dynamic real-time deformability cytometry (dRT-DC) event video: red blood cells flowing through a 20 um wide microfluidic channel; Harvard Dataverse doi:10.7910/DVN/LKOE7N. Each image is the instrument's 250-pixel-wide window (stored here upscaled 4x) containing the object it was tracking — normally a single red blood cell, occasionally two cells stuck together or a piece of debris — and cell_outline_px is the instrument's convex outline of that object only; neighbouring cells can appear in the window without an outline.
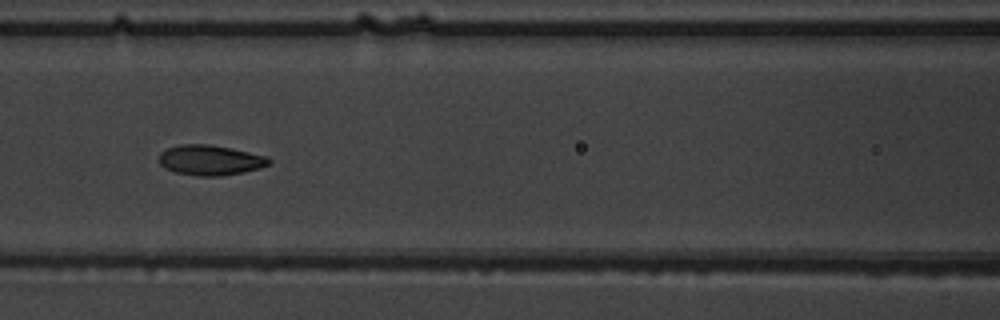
{"species": "common noctule bat (a hibernating species)", "species_latin": "Nyctalus noctula", "temperature_condition": "warm", "stored_images_in_passage": 8, "camera_frame_rate_fps": 3000, "um_per_image_px": 0.085, "animal": {"sex": "male", "body_mass_g": 19.5, "forearm_length_mm": 54.6}, "frame": {"image": 1, "passage_image": 7, "time_ms": 7.0, "image_size_px": [1000, 320], "cell_outline_px": [[272, 164], [260, 168], [244, 172], [220, 176], [196, 176], [176, 172], [164, 168], [160, 164], [160, 152], [168, 148], [180, 144], [208, 144], [268, 156], [272, 160]], "centroid_in_image_um": [17.89, 13.62], "position_along_channel_um": 148.7, "area_um2": 19.36}}
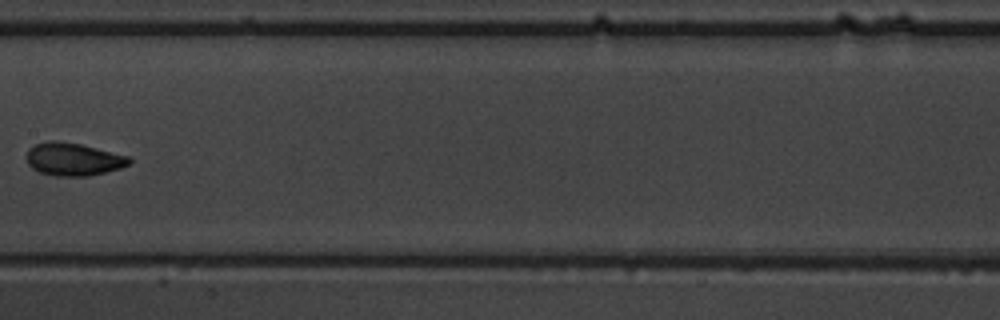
{"frame": {"image": 2, "passage_image": 8, "time_ms": 8.333, "image_size_px": [1000, 320], "cell_outline_px": [[132, 160], [128, 164], [120, 168], [88, 176], [56, 176], [40, 172], [32, 168], [28, 164], [28, 148], [36, 144], [48, 140], [56, 140], [80, 144], [128, 156]], "centroid_in_image_um": [6.21, 13.53], "position_along_channel_um": 201.2, "area_um2": 19.42}}